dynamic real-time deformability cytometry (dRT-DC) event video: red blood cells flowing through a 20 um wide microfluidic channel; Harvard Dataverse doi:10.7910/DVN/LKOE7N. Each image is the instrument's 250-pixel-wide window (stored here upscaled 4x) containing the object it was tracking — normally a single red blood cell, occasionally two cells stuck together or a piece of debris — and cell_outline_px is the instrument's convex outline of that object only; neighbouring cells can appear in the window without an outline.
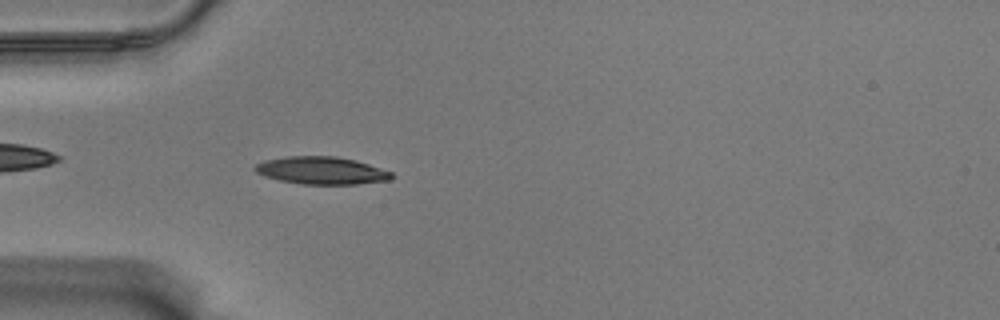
{"species": "Egyptian fruit bat (a non-hibernating species)", "species_latin": "Rousettus aegyptiacus", "temperature_condition": "warm", "stored_images_in_passage": 44, "camera_frame_rate_fps": 3000, "um_per_image_px": 0.085, "animal": {"sex": "male"}, "frame": {"image": 1, "passage_image": 4, "time_ms": 1.0, "image_size_px": [1000, 320], "cell_outline_px": [[392, 176], [388, 180], [356, 184], [300, 184], [280, 180], [264, 176], [256, 172], [252, 168], [256, 164], [264, 160], [288, 156], [336, 156], [356, 160], [392, 172]], "centroid_in_image_um": [27.28, 14.49], "position_along_channel_um": 57.7, "area_um2": 21.85}}
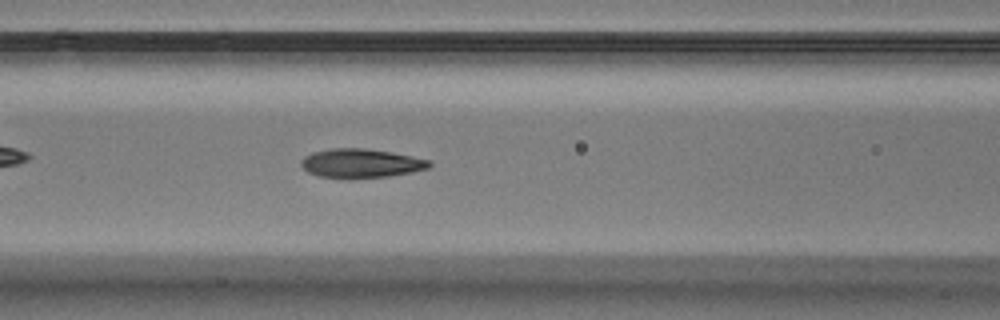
{"frame": {"image": 2, "passage_image": 11, "time_ms": 3.333, "image_size_px": [1000, 320], "cell_outline_px": [[432, 164], [428, 168], [412, 172], [388, 176], [352, 180], [348, 180], [320, 176], [308, 172], [300, 164], [300, 160], [304, 156], [312, 152], [332, 148], [364, 148], [392, 152], [432, 160]], "centroid_in_image_um": [30.67, 13.89], "position_along_channel_um": 135.9, "area_um2": 22.14}}
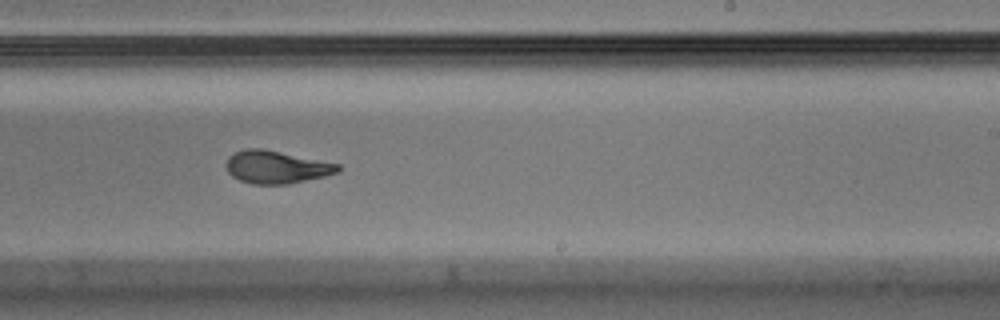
{"frame": {"image": 3, "passage_image": 22, "time_ms": 7.0, "image_size_px": [1000, 320], "cell_outline_px": [[340, 172], [324, 176], [288, 184], [252, 184], [240, 180], [232, 176], [228, 172], [228, 156], [236, 152], [248, 148], [264, 148], [340, 164]], "centroid_in_image_um": [23.52, 14.19], "position_along_channel_um": 265.5, "area_um2": 21.21}, "authors_computed_cell_mechanics": {"area_um2": 21.8484, "velocity_mm_per_s": 3.5364, "shape_relaxation_time_tau1_ms": 3.1205, "shape_relaxation_time_tau2_ms": 1.2749, "deformation_change_tau1": 0.1693, "deformation_change_tau2": 0.0862}}